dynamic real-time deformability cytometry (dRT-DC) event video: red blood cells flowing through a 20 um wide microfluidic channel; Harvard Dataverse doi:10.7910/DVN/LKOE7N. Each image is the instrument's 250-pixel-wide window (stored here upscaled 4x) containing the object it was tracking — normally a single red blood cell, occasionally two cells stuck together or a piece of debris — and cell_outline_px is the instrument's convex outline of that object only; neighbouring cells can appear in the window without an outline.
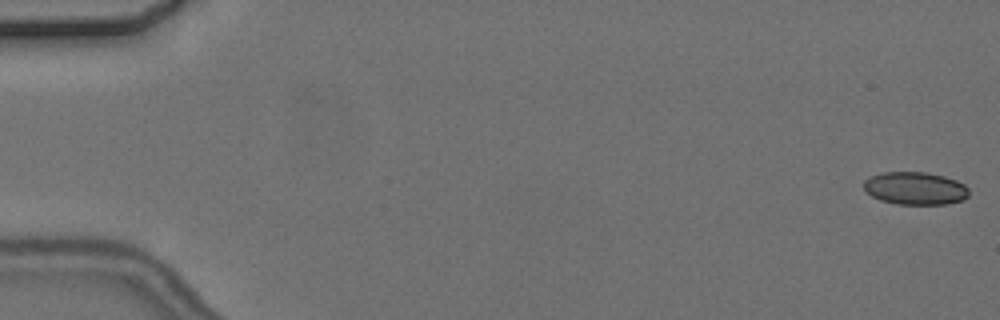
{"species": "common noctule bat (a hibernating species)", "species_latin": "Nyctalus noctula", "temperature_condition": "cold", "stored_images_in_passage": 6, "camera_frame_rate_fps": 3000, "um_per_image_px": 0.085, "animal": {"sex": "female", "body_mass_g": 24.6, "forearm_length_mm": 56.2}, "frame": {"image": 1, "passage_image": 1, "time_ms": 0.0, "image_size_px": [1000, 320], "cell_outline_px": [[968, 196], [964, 200], [948, 204], [896, 204], [880, 200], [864, 192], [864, 180], [880, 172], [924, 172], [944, 176], [956, 180], [964, 184], [968, 188]], "centroid_in_image_um": [77.78, 16.01], "position_along_channel_um": 7.2, "area_um2": 20.23}}
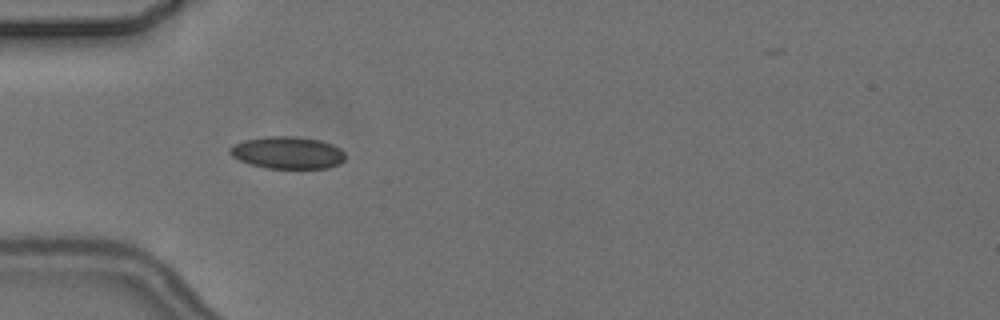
{"frame": {"image": 2, "passage_image": 5, "time_ms": 5.667, "image_size_px": [1000, 320], "cell_outline_px": [[344, 160], [340, 164], [328, 168], [268, 168], [248, 164], [232, 156], [228, 152], [228, 148], [232, 144], [244, 140], [264, 136], [296, 136], [320, 140], [332, 144], [340, 148], [344, 152]], "centroid_in_image_um": [24.41, 12.97], "position_along_channel_um": 60.6, "area_um2": 21.91}}
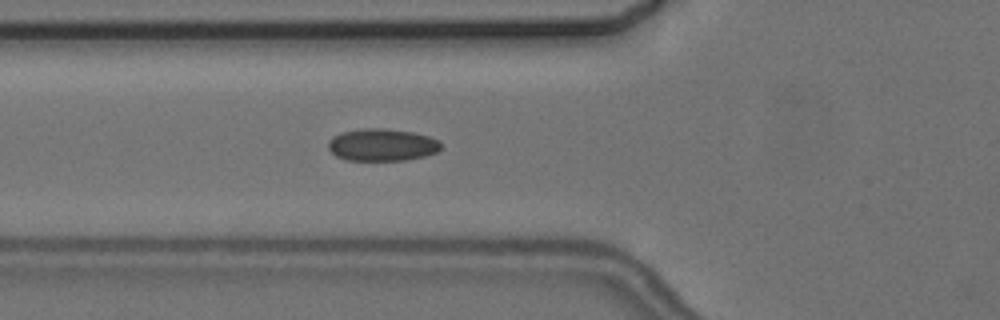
{"frame": {"image": 3, "passage_image": 6, "time_ms": 6.667, "image_size_px": [1000, 320], "cell_outline_px": [[440, 148], [436, 152], [424, 156], [404, 160], [348, 160], [336, 156], [328, 148], [328, 140], [332, 136], [340, 132], [364, 128], [384, 128], [412, 132], [428, 136], [440, 140]], "centroid_in_image_um": [32.44, 12.3], "position_along_channel_um": 93.4, "area_um2": 21.21}}